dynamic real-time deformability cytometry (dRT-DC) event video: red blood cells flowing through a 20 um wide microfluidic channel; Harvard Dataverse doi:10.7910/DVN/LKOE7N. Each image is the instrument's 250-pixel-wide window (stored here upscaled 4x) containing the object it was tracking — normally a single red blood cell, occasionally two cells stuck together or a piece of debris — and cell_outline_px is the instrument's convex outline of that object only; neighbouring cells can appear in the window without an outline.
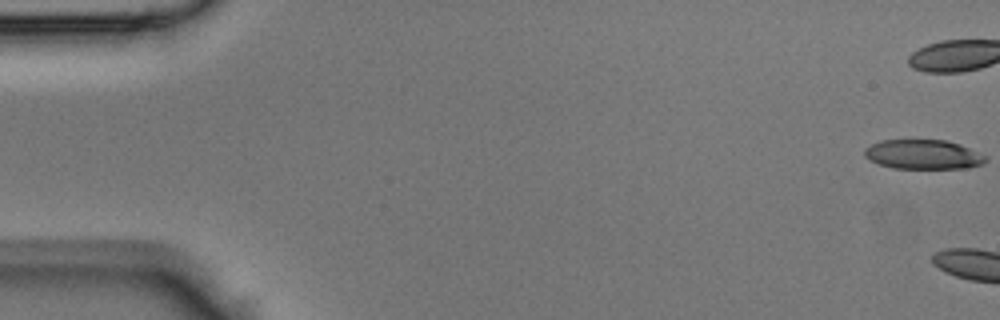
{"species": "Egyptian fruit bat (a non-hibernating species)", "species_latin": "Rousettus aegyptiacus", "temperature_condition": "room temperature", "stored_images_in_passage": 4, "camera_frame_rate_fps": 3000, "um_per_image_px": 0.085, "animal": {"sex": "male"}, "frame": {"image": 1, "passage_image": 1, "time_ms": 0.0, "image_size_px": [1000, 320], "cell_outline_px": [[976, 164], [952, 168], [904, 168], [884, 164], [868, 156], [868, 152], [880, 144], [892, 140], [940, 140], [956, 144], [976, 160]], "centroid_in_image_um": [78.32, 13.12], "position_along_channel_um": 6.7, "area_um2": 17.46}}